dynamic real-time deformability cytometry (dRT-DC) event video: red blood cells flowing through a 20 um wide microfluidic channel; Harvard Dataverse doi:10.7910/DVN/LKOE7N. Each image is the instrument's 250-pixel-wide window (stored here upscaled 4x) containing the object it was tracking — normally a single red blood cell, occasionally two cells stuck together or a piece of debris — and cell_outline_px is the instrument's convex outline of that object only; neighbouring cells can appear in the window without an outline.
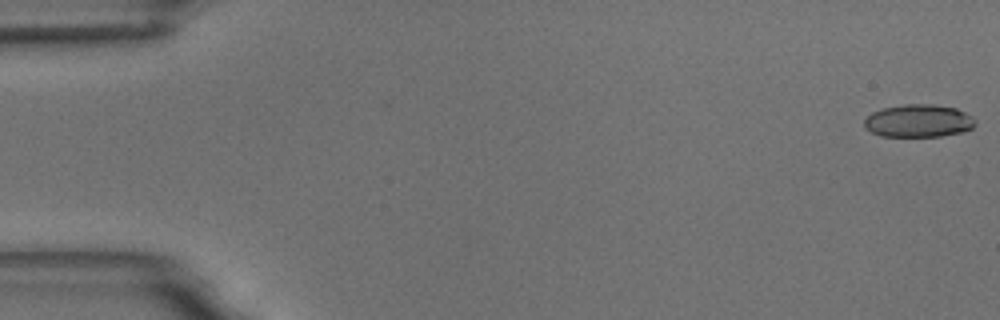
{"species": "common noctule bat (a hibernating species)", "species_latin": "Nyctalus noctula", "temperature_condition": "room temperature", "stored_images_in_passage": 6, "camera_frame_rate_fps": 3000, "um_per_image_px": 0.085, "animal": {"sex": "male", "body_mass_g": 18.8}, "frame": {"image": 1, "passage_image": 1, "time_ms": 0.0, "image_size_px": [1000, 320], "cell_outline_px": [[976, 124], [972, 128], [964, 132], [940, 136], [880, 136], [864, 128], [864, 120], [872, 112], [884, 108], [904, 104], [936, 104], [956, 108], [972, 116], [976, 120]], "centroid_in_image_um": [78.09, 10.27], "position_along_channel_um": 6.9, "area_um2": 21.33}}
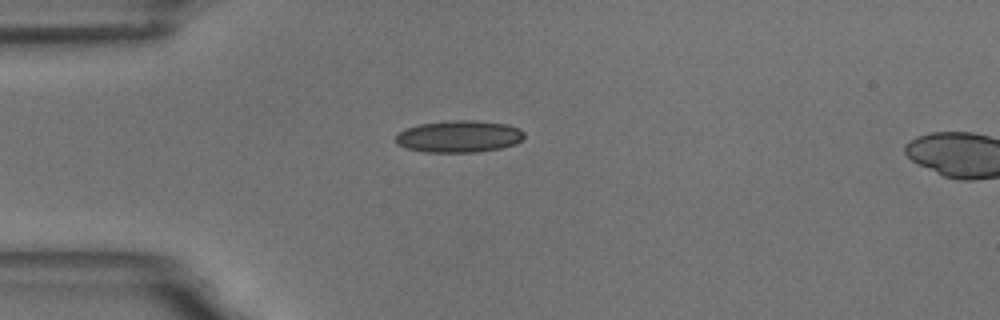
{"frame": {"image": 2, "passage_image": 5, "time_ms": 4.667, "image_size_px": [1000, 320], "cell_outline_px": [[524, 140], [516, 144], [500, 148], [476, 152], [424, 152], [408, 148], [396, 144], [396, 136], [400, 132], [408, 128], [420, 124], [452, 120], [476, 120], [508, 124], [520, 128], [524, 132]], "centroid_in_image_um": [39.08, 11.59], "position_along_channel_um": 45.9, "area_um2": 23.99}}